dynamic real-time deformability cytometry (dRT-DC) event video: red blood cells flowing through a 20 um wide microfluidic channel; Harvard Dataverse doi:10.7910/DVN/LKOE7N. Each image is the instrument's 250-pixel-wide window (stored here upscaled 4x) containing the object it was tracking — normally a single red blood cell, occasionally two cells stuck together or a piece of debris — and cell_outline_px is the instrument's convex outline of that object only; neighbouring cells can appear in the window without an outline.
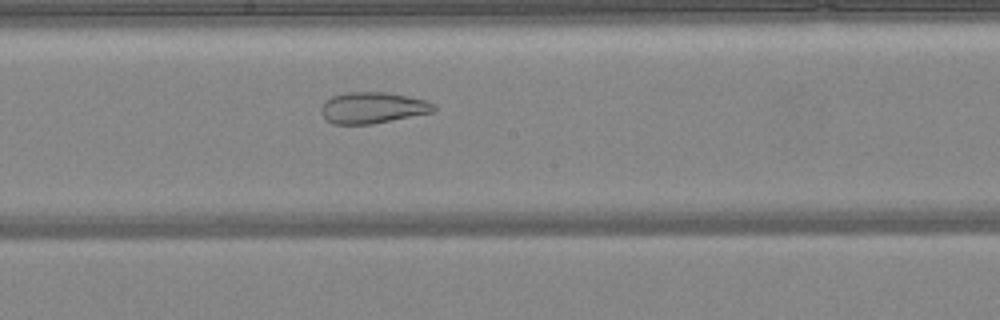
{"species": "common noctule bat (a hibernating species)", "species_latin": "Nyctalus noctula", "temperature_condition": "warm", "stored_images_in_passage": 48, "camera_frame_rate_fps": 3000, "um_per_image_px": 0.085, "animal": {"sex": "female", "body_mass_g": 24.6, "forearm_length_mm": 56.2}, "frame": {"image": 1, "passage_image": 26, "time_ms": 8.333, "image_size_px": [1000, 320], "cell_outline_px": [[436, 112], [372, 124], [332, 124], [324, 120], [320, 112], [320, 108], [324, 100], [332, 96], [344, 92], [388, 92], [408, 96], [424, 100], [436, 104]], "centroid_in_image_um": [31.65, 9.16], "position_along_channel_um": 216.5, "area_um2": 20.98}}
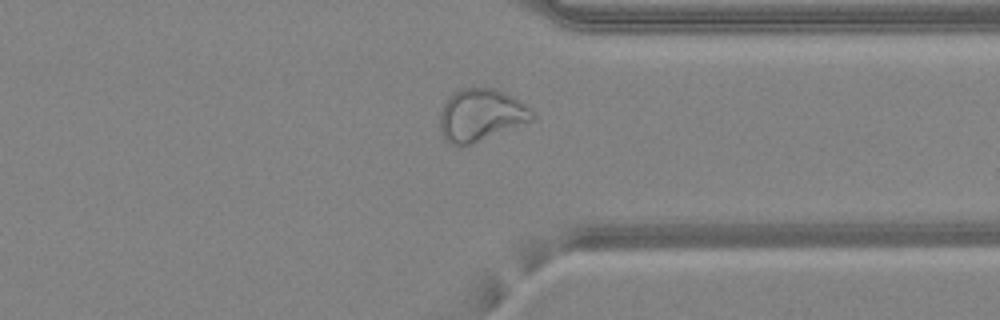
{"frame": {"image": 2, "passage_image": 37, "time_ms": 12.0, "image_size_px": [1000, 320], "cell_outline_px": [[536, 116], [532, 120], [472, 144], [448, 144], [444, 140], [440, 132], [440, 112], [444, 104], [452, 92], [460, 88], [496, 88], [520, 100]], "centroid_in_image_um": [40.84, 9.77], "position_along_channel_um": 370.6, "area_um2": 27.98}}
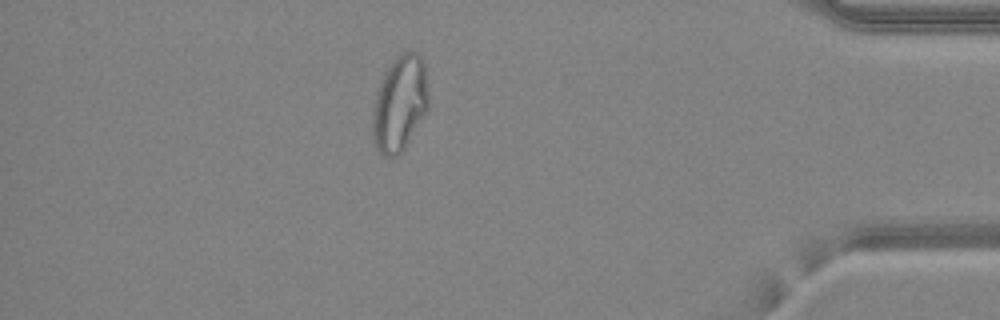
{"frame": {"image": 3, "passage_image": 42, "time_ms": 13.667, "image_size_px": [1000, 320], "cell_outline_px": [[428, 108], [404, 148], [396, 156], [384, 156], [376, 148], [372, 136], [372, 112], [376, 92], [380, 80], [384, 72], [392, 60], [400, 52], [416, 52], [424, 60], [428, 92]], "centroid_in_image_um": [33.96, 8.76], "position_along_channel_um": 401.2, "area_um2": 31.27}}